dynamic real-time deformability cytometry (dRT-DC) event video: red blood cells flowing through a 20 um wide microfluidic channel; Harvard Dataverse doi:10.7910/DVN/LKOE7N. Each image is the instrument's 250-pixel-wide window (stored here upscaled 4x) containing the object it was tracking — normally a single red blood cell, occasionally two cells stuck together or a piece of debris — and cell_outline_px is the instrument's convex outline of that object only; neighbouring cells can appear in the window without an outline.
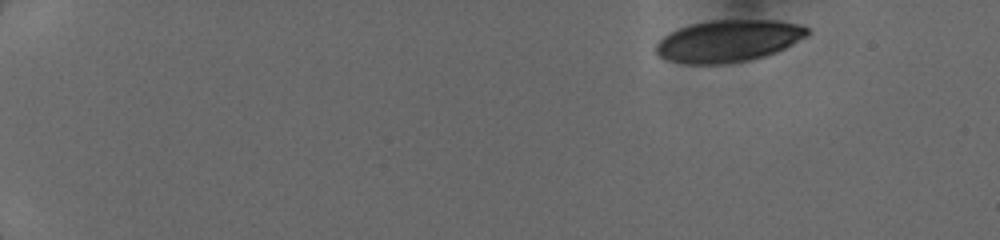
{"species": "human", "species_latin": "Homo sapiens", "temperature_condition": "cold", "stored_images_in_passage": 44, "camera_frame_rate_fps": 3000, "um_per_image_px": 0.085, "donor": {"sex": "female"}, "frame": {"image": 1, "passage_image": 1, "time_ms": 0.0, "image_size_px": [1000, 240], "cell_outline_px": [[812, 32], [808, 36], [776, 52], [764, 56], [748, 60], [720, 64], [688, 64], [668, 60], [660, 56], [656, 52], [656, 44], [664, 36], [680, 28], [692, 24], [712, 20], [776, 20], [796, 24], [808, 28]], "centroid_in_image_um": [61.94, 3.48], "position_along_channel_um": 23.1, "area_um2": 36.76}}
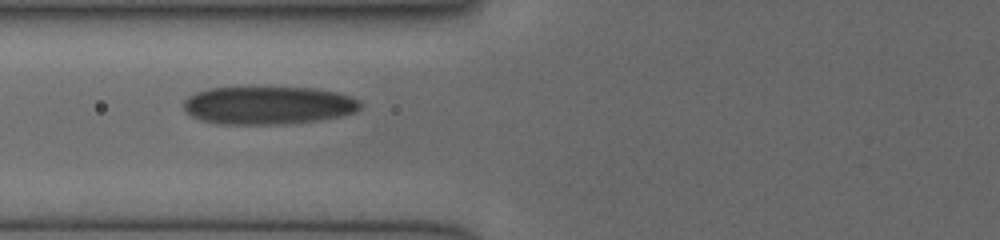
{"frame": {"image": 2, "passage_image": 29, "time_ms": 5.333, "image_size_px": [1000, 240], "cell_outline_px": [[360, 108], [356, 112], [340, 116], [320, 120], [288, 124], [216, 124], [200, 120], [184, 112], [184, 100], [188, 96], [196, 92], [212, 88], [248, 84], [316, 88], [336, 92], [352, 96], [360, 100]], "centroid_in_image_um": [22.77, 8.91], "position_along_channel_um": 103.0, "area_um2": 40.81}}
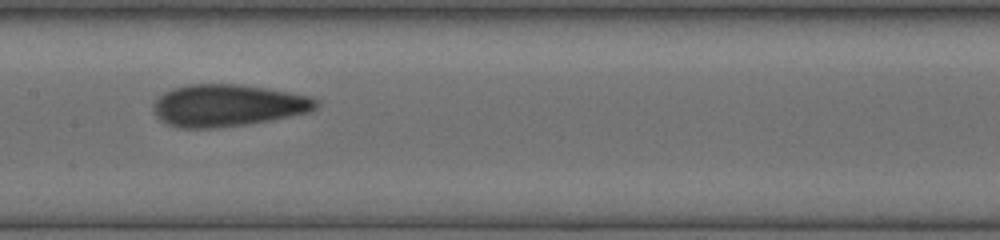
{"frame": {"image": 3, "passage_image": 43, "time_ms": 7.333, "image_size_px": [1000, 240], "cell_outline_px": [[320, 104], [316, 108], [308, 112], [268, 120], [244, 124], [216, 128], [180, 128], [168, 124], [160, 120], [152, 112], [152, 104], [164, 92], [172, 88], [188, 84], [240, 84], [268, 88], [308, 96], [316, 100]], "centroid_in_image_um": [19.3, 8.95], "position_along_channel_um": 188.1, "area_um2": 39.77}}